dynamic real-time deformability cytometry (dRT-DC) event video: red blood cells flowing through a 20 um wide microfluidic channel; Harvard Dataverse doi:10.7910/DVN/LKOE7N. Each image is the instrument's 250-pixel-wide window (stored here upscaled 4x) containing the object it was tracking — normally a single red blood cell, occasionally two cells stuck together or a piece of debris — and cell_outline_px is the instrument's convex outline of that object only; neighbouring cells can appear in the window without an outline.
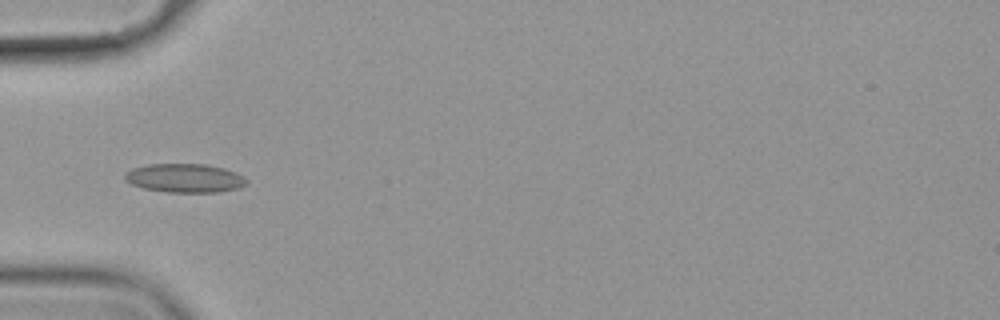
{"species": "common noctule bat (a hibernating species)", "species_latin": "Nyctalus noctula", "temperature_condition": "cold", "stored_images_in_passage": 39, "camera_frame_rate_fps": 3000, "um_per_image_px": 0.085, "animal": {"sex": "female", "body_mass_g": 19.9}, "frame": {"image": 1, "passage_image": 1, "time_ms": 0.0, "image_size_px": [1000, 320], "cell_outline_px": [[248, 184], [240, 188], [220, 192], [168, 192], [144, 188], [132, 184], [124, 180], [124, 172], [132, 168], [148, 164], [204, 164], [224, 168], [236, 172], [244, 176], [248, 180]], "centroid_in_image_um": [15.73, 15.14], "position_along_channel_um": 69.3, "area_um2": 20.63}}
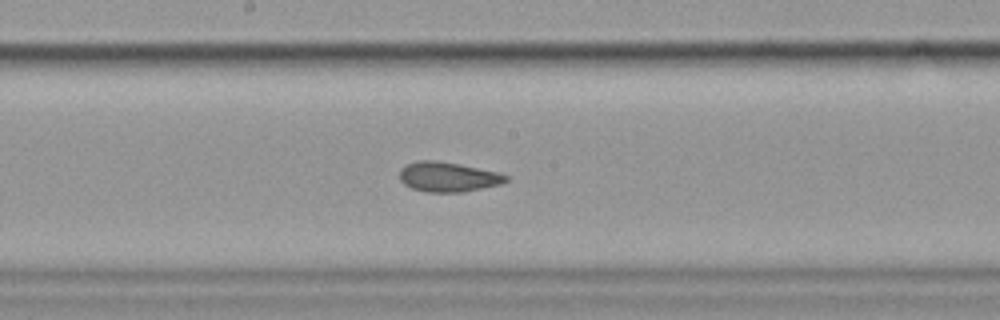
{"frame": {"image": 2, "passage_image": 13, "time_ms": 4.0, "image_size_px": [1000, 320], "cell_outline_px": [[508, 180], [500, 184], [464, 192], [428, 192], [412, 188], [404, 184], [400, 180], [400, 168], [408, 164], [420, 160], [432, 160], [460, 164], [500, 172], [508, 176]], "centroid_in_image_um": [38.1, 15.03], "position_along_channel_um": 210.1, "area_um2": 18.44}}
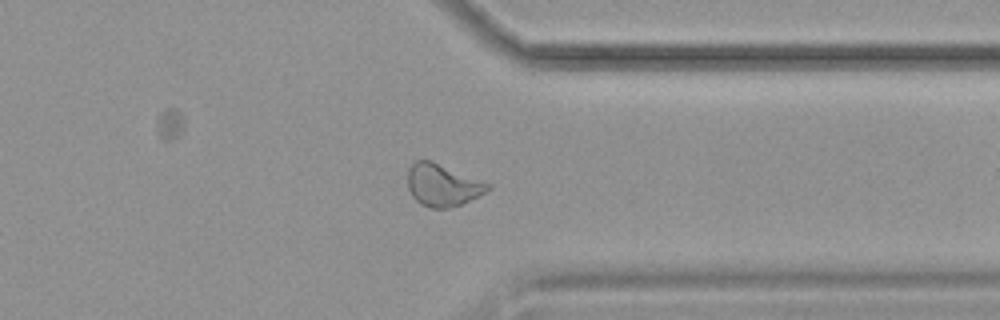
{"frame": {"image": 3, "passage_image": 27, "time_ms": 8.667, "image_size_px": [1000, 320], "cell_outline_px": [[492, 188], [460, 204], [448, 208], [428, 208], [420, 204], [412, 196], [408, 188], [408, 168], [416, 160], [432, 160], [492, 184]], "centroid_in_image_um": [37.6, 15.72], "position_along_channel_um": 373.8, "area_um2": 19.71}, "authors_computed_cell_mechanics": {"area_um2": 18.8428, "velocity_mm_per_s": 3.5409, "shape_relaxation_time_tau1_ms": 11.233, "shape_relaxation_time_tau2_ms": 1.8423, "deformation_change_tau1": 0.18, "deformation_change_tau2": 0.0674}}